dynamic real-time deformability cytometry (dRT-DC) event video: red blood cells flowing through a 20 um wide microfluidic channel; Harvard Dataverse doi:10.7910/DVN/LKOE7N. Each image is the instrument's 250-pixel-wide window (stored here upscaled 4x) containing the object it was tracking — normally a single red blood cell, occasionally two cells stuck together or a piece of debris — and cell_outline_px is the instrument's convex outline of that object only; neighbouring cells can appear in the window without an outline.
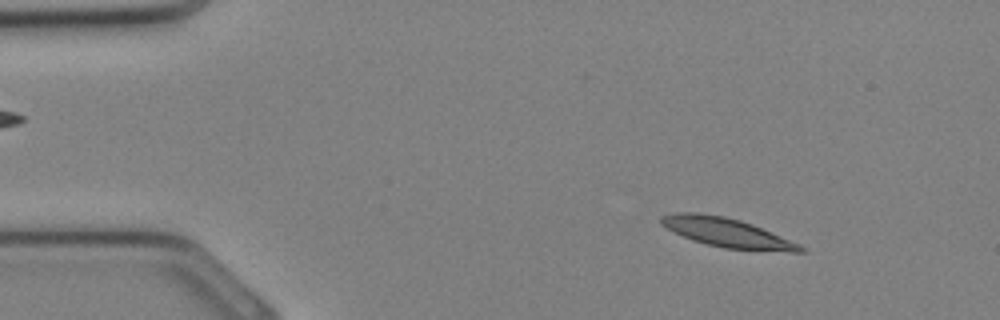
{"species": "Egyptian fruit bat (a non-hibernating species)", "species_latin": "Rousettus aegyptiacus", "temperature_condition": "cold", "stored_images_in_passage": 33, "camera_frame_rate_fps": 3000, "um_per_image_px": 0.085, "animal": {"sex": "female"}, "frame": {"image": 1, "passage_image": 4, "time_ms": 1.0, "image_size_px": [1000, 320], "cell_outline_px": [[808, 252], [792, 252], [724, 248], [692, 240], [660, 224], [660, 216], [676, 212], [700, 212], [724, 216], [740, 220], [752, 224], [800, 244], [808, 248]], "centroid_in_image_um": [61.83, 19.77], "position_along_channel_um": 23.2, "area_um2": 23.58}}
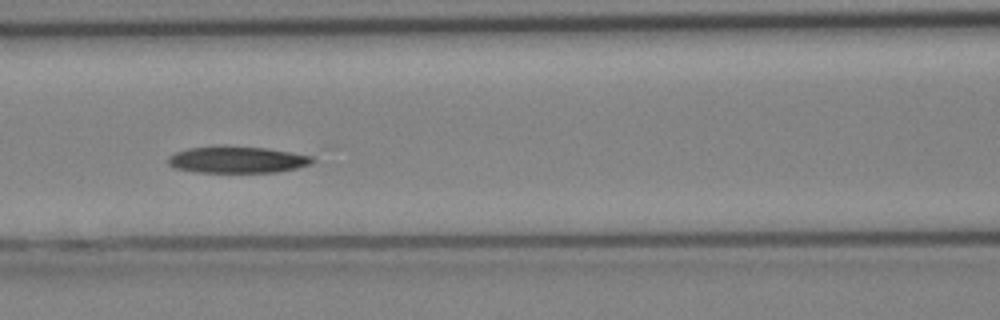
{"frame": {"image": 2, "passage_image": 14, "time_ms": 4.333, "image_size_px": [1000, 320], "cell_outline_px": [[316, 160], [312, 164], [296, 168], [276, 172], [196, 172], [176, 168], [168, 164], [168, 156], [176, 152], [188, 148], [220, 144], [224, 144], [264, 148], [292, 152], [312, 156]], "centroid_in_image_um": [20.15, 13.55], "position_along_channel_um": 146.4, "area_um2": 22.83}}
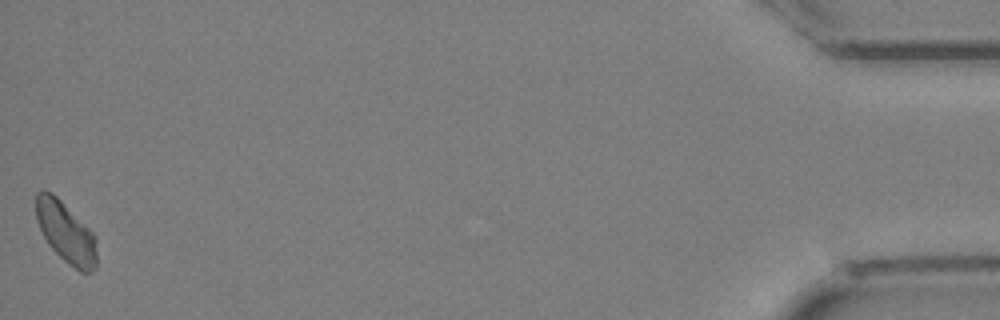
{"frame": {"image": 3, "passage_image": 33, "time_ms": 10.667, "image_size_px": [1000, 320], "cell_outline_px": [[96, 268], [92, 272], [80, 272], [68, 264], [48, 244], [36, 220], [36, 192], [44, 188], [52, 192], [96, 236]], "centroid_in_image_um": [5.59, 19.75], "position_along_channel_um": 429.6, "area_um2": 21.44}}